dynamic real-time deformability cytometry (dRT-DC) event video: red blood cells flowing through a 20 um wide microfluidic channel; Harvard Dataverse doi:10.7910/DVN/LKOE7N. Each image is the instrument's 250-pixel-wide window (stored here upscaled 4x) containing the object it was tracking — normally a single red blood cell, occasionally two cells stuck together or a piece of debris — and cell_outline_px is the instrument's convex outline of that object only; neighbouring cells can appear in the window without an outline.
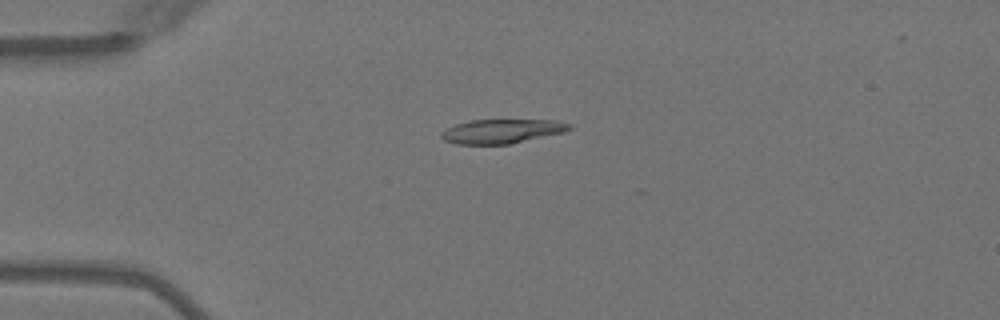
{"species": "Egyptian fruit bat (a non-hibernating species)", "species_latin": "Rousettus aegyptiacus", "temperature_condition": "warm", "stored_images_in_passage": 39, "camera_frame_rate_fps": 3000, "um_per_image_px": 0.085, "animal": {"sex": "female"}, "frame": {"image": 1, "passage_image": 1, "time_ms": 0.0, "image_size_px": [1000, 320], "cell_outline_px": [[572, 128], [564, 132], [508, 144], [456, 144], [444, 140], [440, 136], [440, 132], [456, 124], [472, 120], [556, 120], [572, 124]], "centroid_in_image_um": [42.66, 11.15], "position_along_channel_um": 42.3, "area_um2": 17.92}}
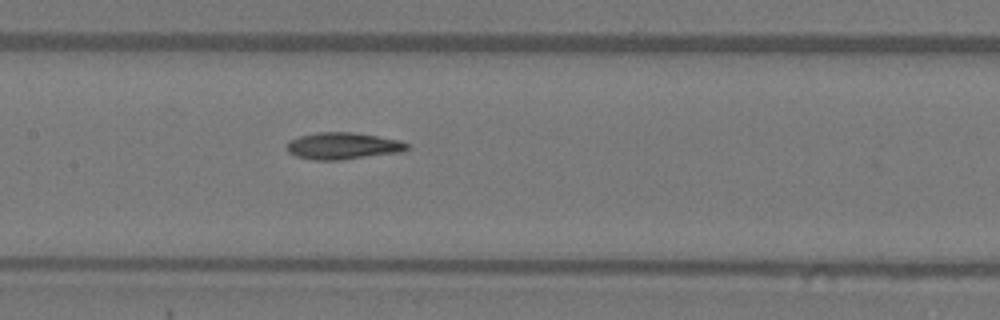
{"frame": {"image": 2, "passage_image": 13, "time_ms": 4.0, "image_size_px": [1000, 320], "cell_outline_px": [[412, 148], [404, 152], [340, 160], [312, 160], [296, 156], [288, 152], [288, 144], [292, 140], [300, 136], [316, 132], [352, 132], [400, 140], [408, 144]], "centroid_in_image_um": [29.21, 12.41], "position_along_channel_um": 178.2, "area_um2": 18.84}}
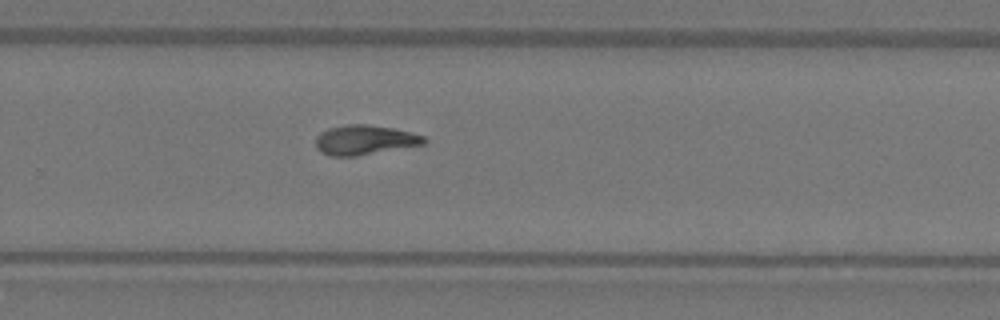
{"frame": {"image": 3, "passage_image": 22, "time_ms": 7.0, "image_size_px": [1000, 320], "cell_outline_px": [[428, 140], [424, 144], [356, 156], [328, 156], [320, 152], [316, 148], [316, 136], [320, 132], [328, 128], [348, 124], [368, 124], [392, 128], [412, 132], [424, 136]], "centroid_in_image_um": [30.97, 11.89], "position_along_channel_um": 298.8, "area_um2": 18.84}, "authors_computed_cell_mechanics": {"area_um2": 18.3804, "velocity_mm_per_s": 4.0461, "shape_relaxation_time_tau1_ms": null, "shape_relaxation_time_tau2_ms": 3.8616, "deformation_change_tau1": null, "deformation_change_tau2": 0.0899}}